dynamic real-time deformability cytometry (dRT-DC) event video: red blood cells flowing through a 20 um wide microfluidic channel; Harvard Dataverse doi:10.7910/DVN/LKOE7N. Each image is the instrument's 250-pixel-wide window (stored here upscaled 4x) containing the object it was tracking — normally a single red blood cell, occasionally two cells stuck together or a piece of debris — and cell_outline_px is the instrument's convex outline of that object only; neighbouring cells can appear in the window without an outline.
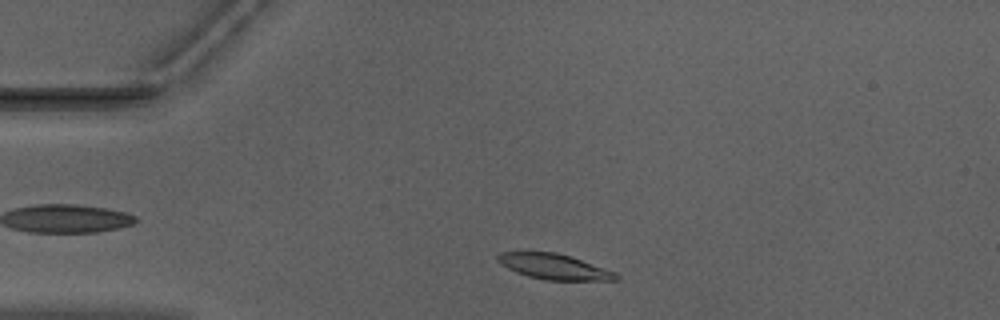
{"species": "Egyptian fruit bat (a non-hibernating species)", "species_latin": "Rousettus aegyptiacus", "temperature_condition": "warm", "stored_images_in_passage": 43, "camera_frame_rate_fps": 3000, "um_per_image_px": 0.085, "animal": {"sex": "male"}, "frame": {"image": 1, "passage_image": 3, "time_ms": 0.667, "image_size_px": [1000, 320], "cell_outline_px": [[620, 280], [544, 280], [528, 276], [516, 272], [500, 264], [496, 260], [496, 256], [500, 252], [556, 252], [616, 272], [620, 276]], "centroid_in_image_um": [47.07, 22.67], "position_along_channel_um": 37.9, "area_um2": 17.4}}
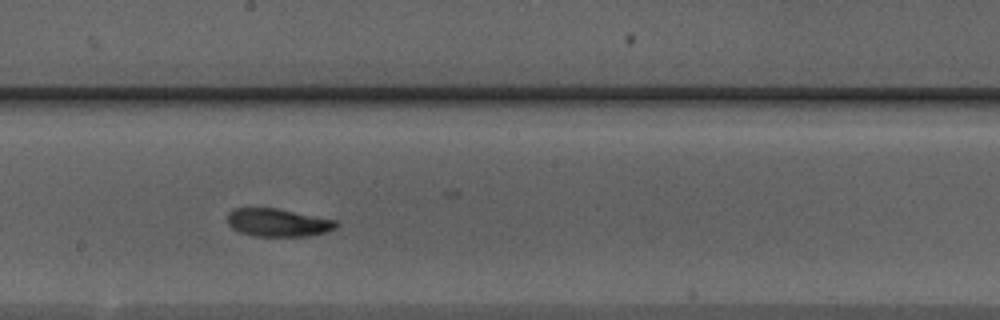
{"frame": {"image": 2, "passage_image": 20, "time_ms": 6.333, "image_size_px": [1000, 320], "cell_outline_px": [[340, 224], [336, 228], [324, 232], [308, 236], [256, 236], [240, 232], [232, 228], [228, 224], [228, 212], [232, 208], [276, 208], [336, 220]], "centroid_in_image_um": [23.62, 18.91], "position_along_channel_um": 224.6, "area_um2": 17.69}}
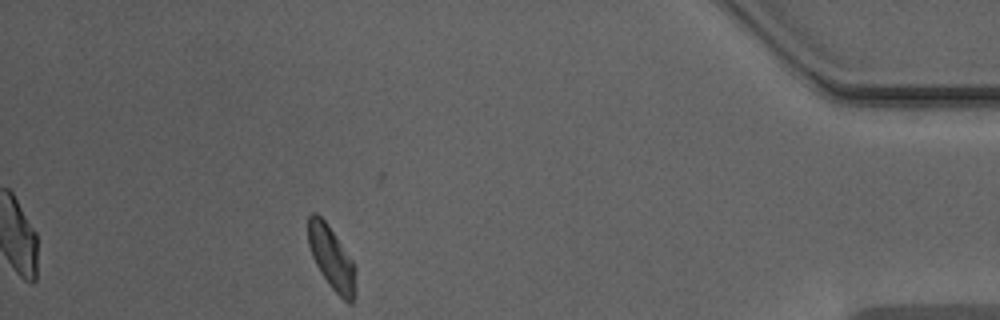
{"frame": {"image": 3, "passage_image": 38, "time_ms": 12.333, "image_size_px": [1000, 320], "cell_outline_px": [[356, 292], [352, 304], [348, 304], [328, 284], [320, 272], [312, 256], [308, 244], [308, 216], [312, 212], [316, 212], [324, 220], [352, 260], [356, 268]], "centroid_in_image_um": [28.19, 21.97], "position_along_channel_um": 407.0, "area_um2": 17.46}, "authors_computed_cell_mechanics": {"area_um2": 18.0336, "velocity_mm_per_s": 3.9219, "shape_relaxation_time_tau1_ms": 4.7233, "shape_relaxation_time_tau2_ms": 3.0818, "deformation_change_tau1": 0.1372, "deformation_change_tau2": 0.0834}}